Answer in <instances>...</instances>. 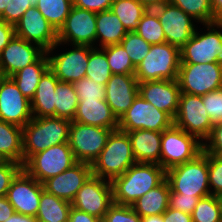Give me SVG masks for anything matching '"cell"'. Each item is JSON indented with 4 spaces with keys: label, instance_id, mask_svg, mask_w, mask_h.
<instances>
[{
    "label": "cell",
    "instance_id": "6da1fadb",
    "mask_svg": "<svg viewBox=\"0 0 222 222\" xmlns=\"http://www.w3.org/2000/svg\"><path fill=\"white\" fill-rule=\"evenodd\" d=\"M166 170L155 163H135L111 181L113 203L131 206L138 198L160 185Z\"/></svg>",
    "mask_w": 222,
    "mask_h": 222
},
{
    "label": "cell",
    "instance_id": "7a4b0ae2",
    "mask_svg": "<svg viewBox=\"0 0 222 222\" xmlns=\"http://www.w3.org/2000/svg\"><path fill=\"white\" fill-rule=\"evenodd\" d=\"M71 120L33 117L23 129V164L34 154L68 142Z\"/></svg>",
    "mask_w": 222,
    "mask_h": 222
},
{
    "label": "cell",
    "instance_id": "3957f363",
    "mask_svg": "<svg viewBox=\"0 0 222 222\" xmlns=\"http://www.w3.org/2000/svg\"><path fill=\"white\" fill-rule=\"evenodd\" d=\"M136 163L128 133H110L106 145L91 165L93 176L112 181Z\"/></svg>",
    "mask_w": 222,
    "mask_h": 222
},
{
    "label": "cell",
    "instance_id": "277c9868",
    "mask_svg": "<svg viewBox=\"0 0 222 222\" xmlns=\"http://www.w3.org/2000/svg\"><path fill=\"white\" fill-rule=\"evenodd\" d=\"M166 179L174 193L196 197L211 195L208 181V154L203 151L195 159L167 169Z\"/></svg>",
    "mask_w": 222,
    "mask_h": 222
},
{
    "label": "cell",
    "instance_id": "5b68a950",
    "mask_svg": "<svg viewBox=\"0 0 222 222\" xmlns=\"http://www.w3.org/2000/svg\"><path fill=\"white\" fill-rule=\"evenodd\" d=\"M180 49L167 42L152 44L150 51L136 67L137 81L174 80L178 78Z\"/></svg>",
    "mask_w": 222,
    "mask_h": 222
},
{
    "label": "cell",
    "instance_id": "8992f818",
    "mask_svg": "<svg viewBox=\"0 0 222 222\" xmlns=\"http://www.w3.org/2000/svg\"><path fill=\"white\" fill-rule=\"evenodd\" d=\"M204 27L205 33L200 34L196 29L191 39L180 48V63L216 62L222 65V22L204 24Z\"/></svg>",
    "mask_w": 222,
    "mask_h": 222
},
{
    "label": "cell",
    "instance_id": "52a82bcc",
    "mask_svg": "<svg viewBox=\"0 0 222 222\" xmlns=\"http://www.w3.org/2000/svg\"><path fill=\"white\" fill-rule=\"evenodd\" d=\"M203 143L174 124L162 132L160 166L165 170L195 159Z\"/></svg>",
    "mask_w": 222,
    "mask_h": 222
},
{
    "label": "cell",
    "instance_id": "ba28073f",
    "mask_svg": "<svg viewBox=\"0 0 222 222\" xmlns=\"http://www.w3.org/2000/svg\"><path fill=\"white\" fill-rule=\"evenodd\" d=\"M76 162L67 142L54 145L32 155L23 164L22 169L43 184L46 180L64 172Z\"/></svg>",
    "mask_w": 222,
    "mask_h": 222
},
{
    "label": "cell",
    "instance_id": "9c48e42d",
    "mask_svg": "<svg viewBox=\"0 0 222 222\" xmlns=\"http://www.w3.org/2000/svg\"><path fill=\"white\" fill-rule=\"evenodd\" d=\"M181 93L203 96L222 88V65L180 63L178 78Z\"/></svg>",
    "mask_w": 222,
    "mask_h": 222
},
{
    "label": "cell",
    "instance_id": "30bf717a",
    "mask_svg": "<svg viewBox=\"0 0 222 222\" xmlns=\"http://www.w3.org/2000/svg\"><path fill=\"white\" fill-rule=\"evenodd\" d=\"M112 129L71 121L68 144L78 162L92 165L106 145Z\"/></svg>",
    "mask_w": 222,
    "mask_h": 222
},
{
    "label": "cell",
    "instance_id": "8fae6325",
    "mask_svg": "<svg viewBox=\"0 0 222 222\" xmlns=\"http://www.w3.org/2000/svg\"><path fill=\"white\" fill-rule=\"evenodd\" d=\"M172 125L173 119L166 112L147 102L140 94L118 120V129L126 133L141 129L163 132Z\"/></svg>",
    "mask_w": 222,
    "mask_h": 222
},
{
    "label": "cell",
    "instance_id": "7c38bea8",
    "mask_svg": "<svg viewBox=\"0 0 222 222\" xmlns=\"http://www.w3.org/2000/svg\"><path fill=\"white\" fill-rule=\"evenodd\" d=\"M173 124L203 143L209 137L213 124L206 112L202 96L180 93Z\"/></svg>",
    "mask_w": 222,
    "mask_h": 222
},
{
    "label": "cell",
    "instance_id": "4fadbf2b",
    "mask_svg": "<svg viewBox=\"0 0 222 222\" xmlns=\"http://www.w3.org/2000/svg\"><path fill=\"white\" fill-rule=\"evenodd\" d=\"M70 42V43H69ZM95 47L96 13L72 6L63 26L58 31L56 46L64 44Z\"/></svg>",
    "mask_w": 222,
    "mask_h": 222
},
{
    "label": "cell",
    "instance_id": "5bb4252c",
    "mask_svg": "<svg viewBox=\"0 0 222 222\" xmlns=\"http://www.w3.org/2000/svg\"><path fill=\"white\" fill-rule=\"evenodd\" d=\"M113 204L111 181L91 176L78 190L71 206L77 210L103 219L108 208Z\"/></svg>",
    "mask_w": 222,
    "mask_h": 222
},
{
    "label": "cell",
    "instance_id": "9a60e30c",
    "mask_svg": "<svg viewBox=\"0 0 222 222\" xmlns=\"http://www.w3.org/2000/svg\"><path fill=\"white\" fill-rule=\"evenodd\" d=\"M55 45L47 53L49 69L59 79L60 82L74 83L85 77L89 60L91 46L73 45V48L66 52L53 55Z\"/></svg>",
    "mask_w": 222,
    "mask_h": 222
},
{
    "label": "cell",
    "instance_id": "2e32d148",
    "mask_svg": "<svg viewBox=\"0 0 222 222\" xmlns=\"http://www.w3.org/2000/svg\"><path fill=\"white\" fill-rule=\"evenodd\" d=\"M158 16L166 42L182 48L197 29L193 18L169 1L152 9Z\"/></svg>",
    "mask_w": 222,
    "mask_h": 222
},
{
    "label": "cell",
    "instance_id": "e0dca14e",
    "mask_svg": "<svg viewBox=\"0 0 222 222\" xmlns=\"http://www.w3.org/2000/svg\"><path fill=\"white\" fill-rule=\"evenodd\" d=\"M15 35L46 52L58 42V32L36 7H30L14 26Z\"/></svg>",
    "mask_w": 222,
    "mask_h": 222
},
{
    "label": "cell",
    "instance_id": "ac0fdd59",
    "mask_svg": "<svg viewBox=\"0 0 222 222\" xmlns=\"http://www.w3.org/2000/svg\"><path fill=\"white\" fill-rule=\"evenodd\" d=\"M43 190V184L22 169L12 180L6 198L15 212L36 217Z\"/></svg>",
    "mask_w": 222,
    "mask_h": 222
},
{
    "label": "cell",
    "instance_id": "d6986e66",
    "mask_svg": "<svg viewBox=\"0 0 222 222\" xmlns=\"http://www.w3.org/2000/svg\"><path fill=\"white\" fill-rule=\"evenodd\" d=\"M33 118L31 101L10 77L0 81V120L24 127Z\"/></svg>",
    "mask_w": 222,
    "mask_h": 222
},
{
    "label": "cell",
    "instance_id": "ffe728a7",
    "mask_svg": "<svg viewBox=\"0 0 222 222\" xmlns=\"http://www.w3.org/2000/svg\"><path fill=\"white\" fill-rule=\"evenodd\" d=\"M46 53L41 47L16 35L0 54V68L4 77H11L27 65L37 62Z\"/></svg>",
    "mask_w": 222,
    "mask_h": 222
},
{
    "label": "cell",
    "instance_id": "44dd1931",
    "mask_svg": "<svg viewBox=\"0 0 222 222\" xmlns=\"http://www.w3.org/2000/svg\"><path fill=\"white\" fill-rule=\"evenodd\" d=\"M92 175L90 164L77 161L64 172L46 180L43 186L48 193L71 203Z\"/></svg>",
    "mask_w": 222,
    "mask_h": 222
},
{
    "label": "cell",
    "instance_id": "7402d4cb",
    "mask_svg": "<svg viewBox=\"0 0 222 222\" xmlns=\"http://www.w3.org/2000/svg\"><path fill=\"white\" fill-rule=\"evenodd\" d=\"M139 94L135 74H112L105 88V100L119 120Z\"/></svg>",
    "mask_w": 222,
    "mask_h": 222
},
{
    "label": "cell",
    "instance_id": "603a6c76",
    "mask_svg": "<svg viewBox=\"0 0 222 222\" xmlns=\"http://www.w3.org/2000/svg\"><path fill=\"white\" fill-rule=\"evenodd\" d=\"M180 87L177 79L139 83V94L150 104L166 112L172 119L178 110Z\"/></svg>",
    "mask_w": 222,
    "mask_h": 222
},
{
    "label": "cell",
    "instance_id": "cb8c5ba5",
    "mask_svg": "<svg viewBox=\"0 0 222 222\" xmlns=\"http://www.w3.org/2000/svg\"><path fill=\"white\" fill-rule=\"evenodd\" d=\"M72 121L117 130L118 119L113 114L106 100H82L77 105V110Z\"/></svg>",
    "mask_w": 222,
    "mask_h": 222
},
{
    "label": "cell",
    "instance_id": "d4e9b609",
    "mask_svg": "<svg viewBox=\"0 0 222 222\" xmlns=\"http://www.w3.org/2000/svg\"><path fill=\"white\" fill-rule=\"evenodd\" d=\"M127 133L136 163L160 165L162 132L141 129Z\"/></svg>",
    "mask_w": 222,
    "mask_h": 222
},
{
    "label": "cell",
    "instance_id": "484cf974",
    "mask_svg": "<svg viewBox=\"0 0 222 222\" xmlns=\"http://www.w3.org/2000/svg\"><path fill=\"white\" fill-rule=\"evenodd\" d=\"M59 79L48 68L41 76L31 100L33 117H55V89Z\"/></svg>",
    "mask_w": 222,
    "mask_h": 222
},
{
    "label": "cell",
    "instance_id": "4316f807",
    "mask_svg": "<svg viewBox=\"0 0 222 222\" xmlns=\"http://www.w3.org/2000/svg\"><path fill=\"white\" fill-rule=\"evenodd\" d=\"M170 191L169 182L165 179L138 198L131 207L140 217L163 214L169 207Z\"/></svg>",
    "mask_w": 222,
    "mask_h": 222
},
{
    "label": "cell",
    "instance_id": "83f0119b",
    "mask_svg": "<svg viewBox=\"0 0 222 222\" xmlns=\"http://www.w3.org/2000/svg\"><path fill=\"white\" fill-rule=\"evenodd\" d=\"M22 127L0 120V157L23 166Z\"/></svg>",
    "mask_w": 222,
    "mask_h": 222
},
{
    "label": "cell",
    "instance_id": "f1b7e54d",
    "mask_svg": "<svg viewBox=\"0 0 222 222\" xmlns=\"http://www.w3.org/2000/svg\"><path fill=\"white\" fill-rule=\"evenodd\" d=\"M127 34L123 24L112 10L96 13V42L100 48L120 44Z\"/></svg>",
    "mask_w": 222,
    "mask_h": 222
},
{
    "label": "cell",
    "instance_id": "f546056e",
    "mask_svg": "<svg viewBox=\"0 0 222 222\" xmlns=\"http://www.w3.org/2000/svg\"><path fill=\"white\" fill-rule=\"evenodd\" d=\"M48 68L49 62L47 53H45L37 62L27 65L10 78L15 82L22 94L31 101L36 93L41 76Z\"/></svg>",
    "mask_w": 222,
    "mask_h": 222
},
{
    "label": "cell",
    "instance_id": "4dcf8cb0",
    "mask_svg": "<svg viewBox=\"0 0 222 222\" xmlns=\"http://www.w3.org/2000/svg\"><path fill=\"white\" fill-rule=\"evenodd\" d=\"M71 203L48 193L41 192L39 209L36 215L38 222H67Z\"/></svg>",
    "mask_w": 222,
    "mask_h": 222
},
{
    "label": "cell",
    "instance_id": "1f68e13d",
    "mask_svg": "<svg viewBox=\"0 0 222 222\" xmlns=\"http://www.w3.org/2000/svg\"><path fill=\"white\" fill-rule=\"evenodd\" d=\"M127 32L135 31L147 8L138 0H114L111 9Z\"/></svg>",
    "mask_w": 222,
    "mask_h": 222
},
{
    "label": "cell",
    "instance_id": "d6a6232c",
    "mask_svg": "<svg viewBox=\"0 0 222 222\" xmlns=\"http://www.w3.org/2000/svg\"><path fill=\"white\" fill-rule=\"evenodd\" d=\"M78 96L73 83L58 82L55 89V117L73 120L77 105Z\"/></svg>",
    "mask_w": 222,
    "mask_h": 222
},
{
    "label": "cell",
    "instance_id": "836d02e7",
    "mask_svg": "<svg viewBox=\"0 0 222 222\" xmlns=\"http://www.w3.org/2000/svg\"><path fill=\"white\" fill-rule=\"evenodd\" d=\"M73 6L72 0H38L36 8L58 32Z\"/></svg>",
    "mask_w": 222,
    "mask_h": 222
},
{
    "label": "cell",
    "instance_id": "e575fe53",
    "mask_svg": "<svg viewBox=\"0 0 222 222\" xmlns=\"http://www.w3.org/2000/svg\"><path fill=\"white\" fill-rule=\"evenodd\" d=\"M111 76L112 72L105 52L99 47H93L89 52L85 77L99 84L106 85Z\"/></svg>",
    "mask_w": 222,
    "mask_h": 222
},
{
    "label": "cell",
    "instance_id": "d590c367",
    "mask_svg": "<svg viewBox=\"0 0 222 222\" xmlns=\"http://www.w3.org/2000/svg\"><path fill=\"white\" fill-rule=\"evenodd\" d=\"M169 2L191 16L195 23L200 22L204 25L217 22L214 19L211 0H169Z\"/></svg>",
    "mask_w": 222,
    "mask_h": 222
},
{
    "label": "cell",
    "instance_id": "8d00e7d4",
    "mask_svg": "<svg viewBox=\"0 0 222 222\" xmlns=\"http://www.w3.org/2000/svg\"><path fill=\"white\" fill-rule=\"evenodd\" d=\"M191 216L193 222H222V197L201 198Z\"/></svg>",
    "mask_w": 222,
    "mask_h": 222
},
{
    "label": "cell",
    "instance_id": "74e56055",
    "mask_svg": "<svg viewBox=\"0 0 222 222\" xmlns=\"http://www.w3.org/2000/svg\"><path fill=\"white\" fill-rule=\"evenodd\" d=\"M135 32L151 45L166 42L161 23L153 10H147L139 21L138 28Z\"/></svg>",
    "mask_w": 222,
    "mask_h": 222
},
{
    "label": "cell",
    "instance_id": "f35d334b",
    "mask_svg": "<svg viewBox=\"0 0 222 222\" xmlns=\"http://www.w3.org/2000/svg\"><path fill=\"white\" fill-rule=\"evenodd\" d=\"M101 49L107 56L112 74H135L136 68L121 44L108 45Z\"/></svg>",
    "mask_w": 222,
    "mask_h": 222
},
{
    "label": "cell",
    "instance_id": "ab89813d",
    "mask_svg": "<svg viewBox=\"0 0 222 222\" xmlns=\"http://www.w3.org/2000/svg\"><path fill=\"white\" fill-rule=\"evenodd\" d=\"M120 44L126 50L135 68L148 54L151 46L135 31L127 32Z\"/></svg>",
    "mask_w": 222,
    "mask_h": 222
},
{
    "label": "cell",
    "instance_id": "60d3db41",
    "mask_svg": "<svg viewBox=\"0 0 222 222\" xmlns=\"http://www.w3.org/2000/svg\"><path fill=\"white\" fill-rule=\"evenodd\" d=\"M79 101L86 100H105L106 85L99 84L88 77L73 83Z\"/></svg>",
    "mask_w": 222,
    "mask_h": 222
},
{
    "label": "cell",
    "instance_id": "b9f144b4",
    "mask_svg": "<svg viewBox=\"0 0 222 222\" xmlns=\"http://www.w3.org/2000/svg\"><path fill=\"white\" fill-rule=\"evenodd\" d=\"M102 222H141V217L133 210L131 206L113 203L108 208Z\"/></svg>",
    "mask_w": 222,
    "mask_h": 222
},
{
    "label": "cell",
    "instance_id": "7bdbcfd3",
    "mask_svg": "<svg viewBox=\"0 0 222 222\" xmlns=\"http://www.w3.org/2000/svg\"><path fill=\"white\" fill-rule=\"evenodd\" d=\"M208 181L211 195L222 197V161L208 154Z\"/></svg>",
    "mask_w": 222,
    "mask_h": 222
},
{
    "label": "cell",
    "instance_id": "ee69618b",
    "mask_svg": "<svg viewBox=\"0 0 222 222\" xmlns=\"http://www.w3.org/2000/svg\"><path fill=\"white\" fill-rule=\"evenodd\" d=\"M202 99L212 124L222 122V88L203 95Z\"/></svg>",
    "mask_w": 222,
    "mask_h": 222
},
{
    "label": "cell",
    "instance_id": "f6af8a7d",
    "mask_svg": "<svg viewBox=\"0 0 222 222\" xmlns=\"http://www.w3.org/2000/svg\"><path fill=\"white\" fill-rule=\"evenodd\" d=\"M22 170V165L13 161L0 163V196H6L12 180Z\"/></svg>",
    "mask_w": 222,
    "mask_h": 222
},
{
    "label": "cell",
    "instance_id": "bcb514c9",
    "mask_svg": "<svg viewBox=\"0 0 222 222\" xmlns=\"http://www.w3.org/2000/svg\"><path fill=\"white\" fill-rule=\"evenodd\" d=\"M31 7L30 0H10L0 15L8 24L15 26L23 14Z\"/></svg>",
    "mask_w": 222,
    "mask_h": 222
},
{
    "label": "cell",
    "instance_id": "7dc6e473",
    "mask_svg": "<svg viewBox=\"0 0 222 222\" xmlns=\"http://www.w3.org/2000/svg\"><path fill=\"white\" fill-rule=\"evenodd\" d=\"M201 198L204 197L184 196L183 194L170 191L169 207L188 214H192L198 201Z\"/></svg>",
    "mask_w": 222,
    "mask_h": 222
},
{
    "label": "cell",
    "instance_id": "c3c4849f",
    "mask_svg": "<svg viewBox=\"0 0 222 222\" xmlns=\"http://www.w3.org/2000/svg\"><path fill=\"white\" fill-rule=\"evenodd\" d=\"M222 149V122L214 124L209 137L203 142V151L215 155Z\"/></svg>",
    "mask_w": 222,
    "mask_h": 222
},
{
    "label": "cell",
    "instance_id": "681fc988",
    "mask_svg": "<svg viewBox=\"0 0 222 222\" xmlns=\"http://www.w3.org/2000/svg\"><path fill=\"white\" fill-rule=\"evenodd\" d=\"M114 0H72L73 6L92 12L110 10Z\"/></svg>",
    "mask_w": 222,
    "mask_h": 222
},
{
    "label": "cell",
    "instance_id": "f907efd6",
    "mask_svg": "<svg viewBox=\"0 0 222 222\" xmlns=\"http://www.w3.org/2000/svg\"><path fill=\"white\" fill-rule=\"evenodd\" d=\"M15 35L14 26L0 17V54Z\"/></svg>",
    "mask_w": 222,
    "mask_h": 222
},
{
    "label": "cell",
    "instance_id": "816d5d0a",
    "mask_svg": "<svg viewBox=\"0 0 222 222\" xmlns=\"http://www.w3.org/2000/svg\"><path fill=\"white\" fill-rule=\"evenodd\" d=\"M164 222H193L191 214L168 207L164 212Z\"/></svg>",
    "mask_w": 222,
    "mask_h": 222
},
{
    "label": "cell",
    "instance_id": "f5cc1de1",
    "mask_svg": "<svg viewBox=\"0 0 222 222\" xmlns=\"http://www.w3.org/2000/svg\"><path fill=\"white\" fill-rule=\"evenodd\" d=\"M67 222H102V220L94 215L71 207Z\"/></svg>",
    "mask_w": 222,
    "mask_h": 222
},
{
    "label": "cell",
    "instance_id": "db71d44e",
    "mask_svg": "<svg viewBox=\"0 0 222 222\" xmlns=\"http://www.w3.org/2000/svg\"><path fill=\"white\" fill-rule=\"evenodd\" d=\"M14 212V207L9 203L6 196H0V222L10 218Z\"/></svg>",
    "mask_w": 222,
    "mask_h": 222
},
{
    "label": "cell",
    "instance_id": "11a10c76",
    "mask_svg": "<svg viewBox=\"0 0 222 222\" xmlns=\"http://www.w3.org/2000/svg\"><path fill=\"white\" fill-rule=\"evenodd\" d=\"M4 222H38V220L34 216L14 212V214Z\"/></svg>",
    "mask_w": 222,
    "mask_h": 222
},
{
    "label": "cell",
    "instance_id": "9f6ffc18",
    "mask_svg": "<svg viewBox=\"0 0 222 222\" xmlns=\"http://www.w3.org/2000/svg\"><path fill=\"white\" fill-rule=\"evenodd\" d=\"M214 19L222 22V0H211Z\"/></svg>",
    "mask_w": 222,
    "mask_h": 222
},
{
    "label": "cell",
    "instance_id": "6f0895ef",
    "mask_svg": "<svg viewBox=\"0 0 222 222\" xmlns=\"http://www.w3.org/2000/svg\"><path fill=\"white\" fill-rule=\"evenodd\" d=\"M142 3L148 10H152L156 7L161 6L163 3L168 2L169 0H138Z\"/></svg>",
    "mask_w": 222,
    "mask_h": 222
},
{
    "label": "cell",
    "instance_id": "680465c9",
    "mask_svg": "<svg viewBox=\"0 0 222 222\" xmlns=\"http://www.w3.org/2000/svg\"><path fill=\"white\" fill-rule=\"evenodd\" d=\"M141 222H164V213L141 217Z\"/></svg>",
    "mask_w": 222,
    "mask_h": 222
},
{
    "label": "cell",
    "instance_id": "91938a15",
    "mask_svg": "<svg viewBox=\"0 0 222 222\" xmlns=\"http://www.w3.org/2000/svg\"><path fill=\"white\" fill-rule=\"evenodd\" d=\"M10 0H0V15L5 11Z\"/></svg>",
    "mask_w": 222,
    "mask_h": 222
},
{
    "label": "cell",
    "instance_id": "94428289",
    "mask_svg": "<svg viewBox=\"0 0 222 222\" xmlns=\"http://www.w3.org/2000/svg\"><path fill=\"white\" fill-rule=\"evenodd\" d=\"M215 156L222 161V149H220L216 154Z\"/></svg>",
    "mask_w": 222,
    "mask_h": 222
},
{
    "label": "cell",
    "instance_id": "6125c7cd",
    "mask_svg": "<svg viewBox=\"0 0 222 222\" xmlns=\"http://www.w3.org/2000/svg\"><path fill=\"white\" fill-rule=\"evenodd\" d=\"M31 2V7H36L38 4V0H30Z\"/></svg>",
    "mask_w": 222,
    "mask_h": 222
},
{
    "label": "cell",
    "instance_id": "be15d7a7",
    "mask_svg": "<svg viewBox=\"0 0 222 222\" xmlns=\"http://www.w3.org/2000/svg\"><path fill=\"white\" fill-rule=\"evenodd\" d=\"M3 78H4V75H3L2 71H1V68H0V81H1Z\"/></svg>",
    "mask_w": 222,
    "mask_h": 222
}]
</instances>
